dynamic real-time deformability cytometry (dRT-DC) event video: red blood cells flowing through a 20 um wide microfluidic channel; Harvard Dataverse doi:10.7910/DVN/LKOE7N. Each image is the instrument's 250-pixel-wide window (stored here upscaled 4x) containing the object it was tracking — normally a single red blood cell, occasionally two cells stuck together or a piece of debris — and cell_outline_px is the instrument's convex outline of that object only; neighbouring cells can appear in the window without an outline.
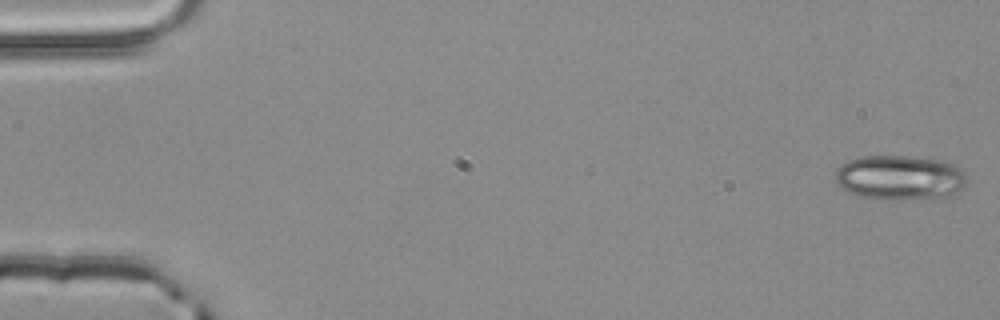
{"species": "common noctule bat (a hibernating species)", "species_latin": "Nyctalus noctula", "temperature_condition": "room temperature", "stored_images_in_passage": 4, "camera_frame_rate_fps": 3000, "um_per_image_px": 0.085, "animal": {"sex": "male", "body_mass_g": 20.4}, "frame": {"image": 1, "passage_image": 1, "time_ms": 0.0, "image_size_px": [1000, 320], "cell_outline_px": [[968, 184], [964, 188], [952, 196], [896, 200], [872, 200], [848, 192], [840, 188], [836, 184], [836, 168], [840, 164], [848, 160], [860, 156], [912, 156], [944, 160], [960, 168], [968, 176]], "centroid_in_image_um": [76.5, 15.1], "position_along_channel_um": 8.5, "area_um2": 35.26}}